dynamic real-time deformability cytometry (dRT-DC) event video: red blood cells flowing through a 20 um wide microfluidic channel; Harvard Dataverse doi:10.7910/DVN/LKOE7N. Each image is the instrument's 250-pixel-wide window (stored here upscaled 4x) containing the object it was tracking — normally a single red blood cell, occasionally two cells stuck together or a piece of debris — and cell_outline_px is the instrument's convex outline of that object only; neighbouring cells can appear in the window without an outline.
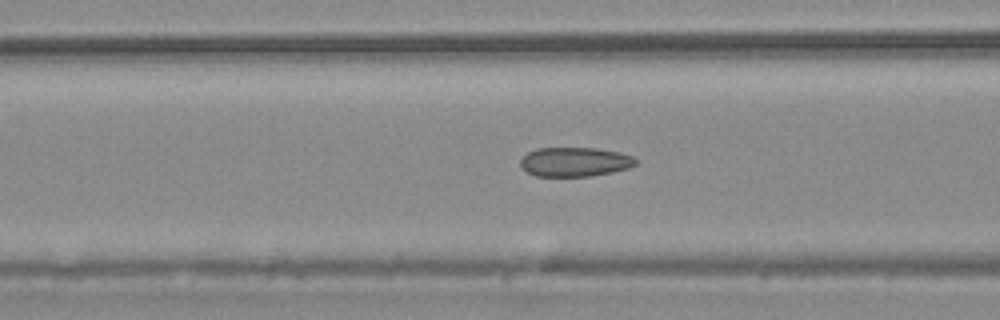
{"species": "common noctule bat (a hibernating species)", "species_latin": "Nyctalus noctula", "temperature_condition": "warm", "stored_images_in_passage": 41, "segment_of_instrument_passage": [1, 2], "camera_frame_rate_fps": 3000, "um_per_image_px": 0.085, "animal": {"sex": "male", "body_mass_g": 20.4}, "frame": {"image": 1, "passage_image": 7, "time_ms": 2.0, "image_size_px": [1000, 320], "cell_outline_px": [[636, 164], [628, 168], [612, 172], [592, 176], [536, 176], [528, 172], [520, 164], [520, 160], [528, 152], [536, 148], [596, 148], [620, 152], [632, 156], [636, 160]], "centroid_in_image_um": [48.87, 13.75], "position_along_channel_um": 117.7, "area_um2": 19.59}}
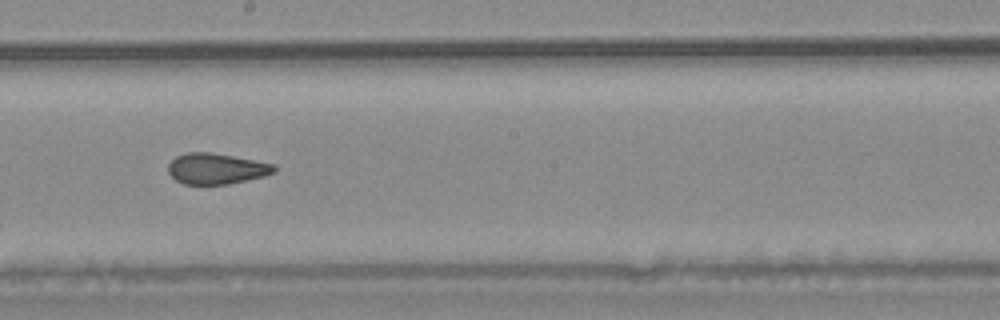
{"frame": {"image": 2, "passage_image": 16, "time_ms": 5.0, "image_size_px": [1000, 320], "cell_outline_px": [[276, 172], [264, 176], [228, 184], [184, 184], [176, 180], [168, 172], [168, 164], [176, 156], [188, 152], [212, 152], [276, 164]], "centroid_in_image_um": [18.4, 14.33], "position_along_channel_um": 229.8, "area_um2": 19.07}}
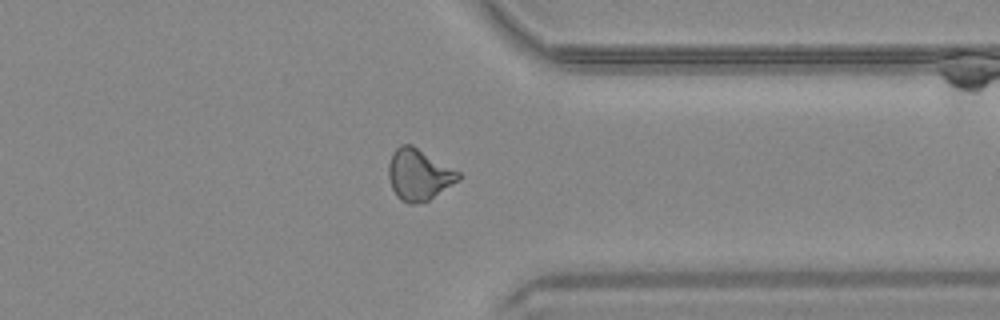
{"frame": {"image": 3, "passage_image": 28, "time_ms": 9.0, "image_size_px": [1000, 320], "cell_outline_px": [[460, 180], [428, 200], [416, 204], [408, 204], [400, 200], [396, 196], [392, 188], [388, 176], [388, 164], [392, 152], [400, 144], [412, 144], [460, 172]], "centroid_in_image_um": [35.58, 14.84], "position_along_channel_um": 375.8, "area_um2": 21.04}}